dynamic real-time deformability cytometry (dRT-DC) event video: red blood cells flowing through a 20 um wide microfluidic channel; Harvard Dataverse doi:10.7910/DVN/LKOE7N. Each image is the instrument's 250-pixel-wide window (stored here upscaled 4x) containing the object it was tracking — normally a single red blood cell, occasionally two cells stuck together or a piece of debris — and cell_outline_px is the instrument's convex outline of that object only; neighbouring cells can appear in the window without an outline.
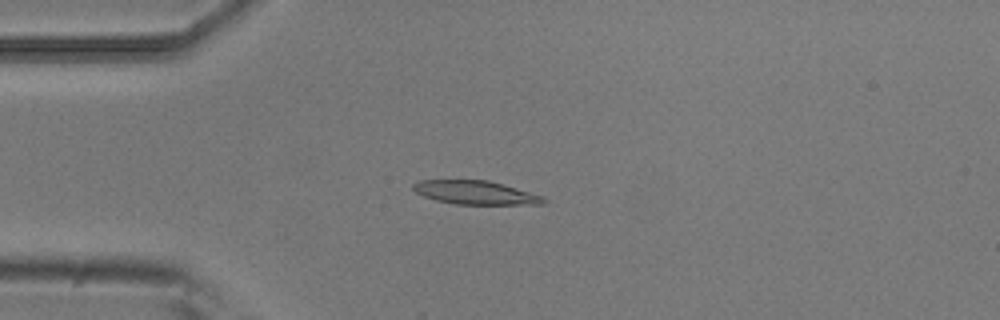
{"species": "common noctule bat (a hibernating species)", "species_latin": "Nyctalus noctula", "temperature_condition": "room temperature", "stored_images_in_passage": 8, "camera_frame_rate_fps": 3000, "um_per_image_px": 0.085, "animal": {"sex": "male", "body_mass_g": 20.5, "forearm_length_mm": 52.5}, "frame": {"image": 1, "passage_image": 3, "time_ms": 0.667, "image_size_px": [1000, 320], "cell_outline_px": [[548, 200], [544, 204], [456, 204], [436, 200], [424, 196], [416, 192], [412, 188], [412, 184], [420, 180], [488, 180], [544, 196]], "centroid_in_image_um": [40.43, 16.37], "position_along_channel_um": 44.6, "area_um2": 17.86}}
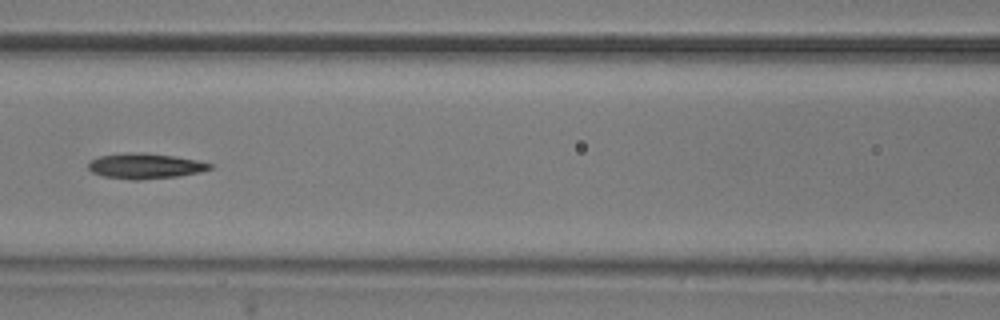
{"frame": {"image": 2, "passage_image": 6, "time_ms": 1.667, "image_size_px": [1000, 320], "cell_outline_px": [[212, 168], [200, 172], [176, 176], [140, 180], [132, 180], [104, 176], [92, 172], [88, 168], [88, 164], [92, 160], [100, 156], [128, 152], [144, 152], [172, 156], [196, 160], [212, 164]], "centroid_in_image_um": [12.32, 14.11], "position_along_channel_um": 154.3, "area_um2": 17.8}}
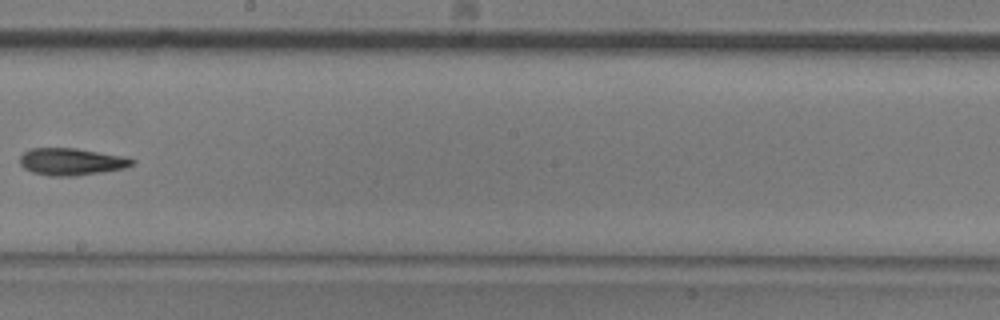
{"frame": {"image": 3, "passage_image": 8, "time_ms": 2.333, "image_size_px": [1000, 320], "cell_outline_px": [[136, 164], [124, 168], [104, 172], [76, 176], [48, 176], [32, 172], [24, 168], [20, 164], [20, 156], [24, 152], [32, 148], [76, 148], [124, 156], [136, 160]], "centroid_in_image_um": [6.1, 13.75], "position_along_channel_um": 242.1, "area_um2": 17.92}}